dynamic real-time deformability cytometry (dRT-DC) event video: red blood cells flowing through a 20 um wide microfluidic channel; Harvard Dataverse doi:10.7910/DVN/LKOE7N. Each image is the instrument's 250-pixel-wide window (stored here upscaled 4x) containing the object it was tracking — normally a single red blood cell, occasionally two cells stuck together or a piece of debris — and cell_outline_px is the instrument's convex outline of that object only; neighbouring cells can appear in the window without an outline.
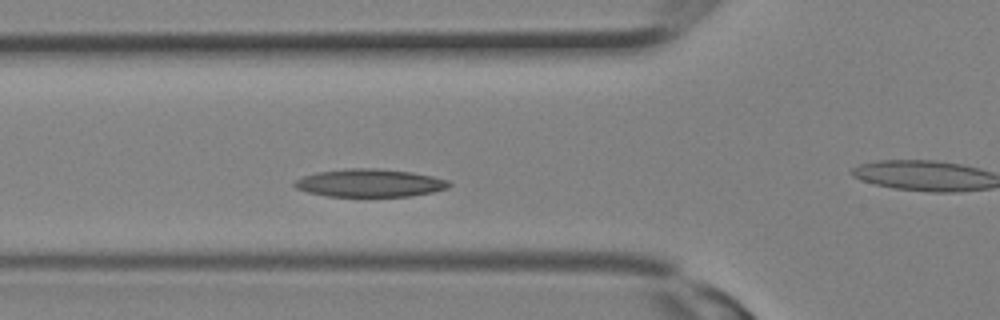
{"species": "Egyptian fruit bat (a non-hibernating species)", "species_latin": "Rousettus aegyptiacus", "temperature_condition": "room temperature", "stored_images_in_passage": 12, "camera_frame_rate_fps": 3000, "um_per_image_px": 0.085, "animal": {"sex": "female"}, "frame": {"image": 1, "passage_image": 7, "time_ms": 2.0, "image_size_px": [1000, 320], "cell_outline_px": [[452, 184], [448, 188], [432, 192], [412, 196], [328, 196], [308, 192], [296, 188], [292, 184], [296, 180], [304, 176], [316, 172], [348, 168], [380, 168], [412, 172], [432, 176], [448, 180]], "centroid_in_image_um": [31.45, 15.55], "position_along_channel_um": 94.4, "area_um2": 25.14}}
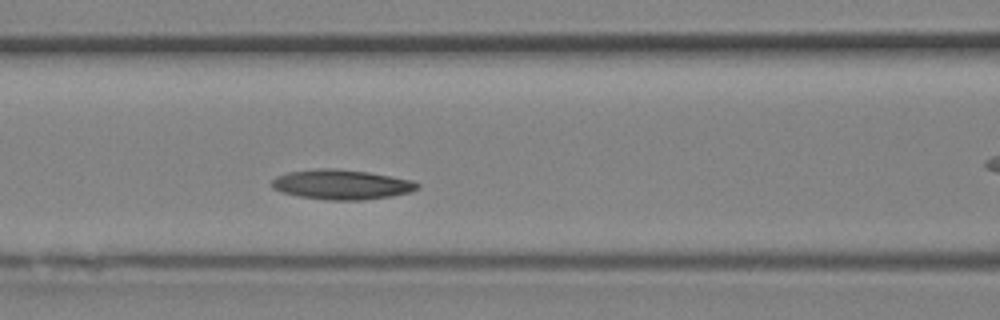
{"frame": {"image": 2, "passage_image": 9, "time_ms": 2.667, "image_size_px": [1000, 320], "cell_outline_px": [[420, 188], [408, 192], [392, 196], [360, 200], [328, 200], [300, 196], [284, 192], [272, 188], [272, 180], [276, 176], [288, 172], [316, 168], [336, 168], [368, 172], [412, 180], [420, 184]], "centroid_in_image_um": [29.04, 15.67], "position_along_channel_um": 137.6, "area_um2": 25.2}}